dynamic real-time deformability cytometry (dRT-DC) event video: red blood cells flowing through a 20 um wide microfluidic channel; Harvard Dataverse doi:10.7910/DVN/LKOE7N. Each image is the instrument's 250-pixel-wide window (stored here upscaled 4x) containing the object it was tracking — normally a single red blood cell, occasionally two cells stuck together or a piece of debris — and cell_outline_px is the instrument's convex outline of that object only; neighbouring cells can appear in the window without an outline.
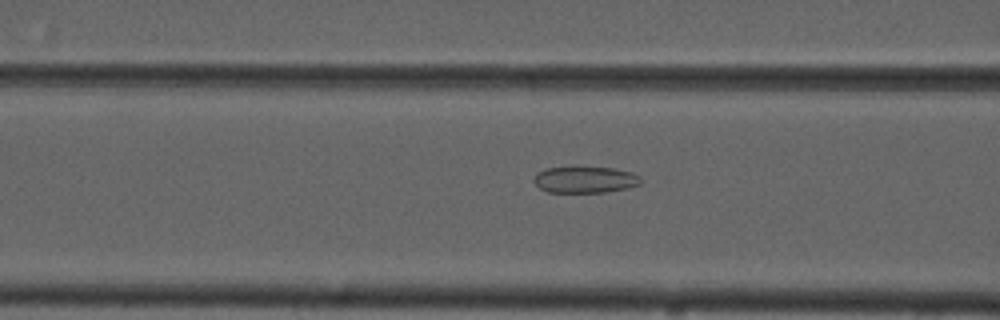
{"species": "common noctule bat (a hibernating species)", "species_latin": "Nyctalus noctula", "temperature_condition": "cold", "stored_images_in_passage": 54, "camera_frame_rate_fps": 3000, "um_per_image_px": 0.085, "animal": {"sex": "male", "forearm_length_mm": 52.5}, "frame": {"image": 1, "passage_image": 21, "time_ms": 6.667, "image_size_px": [1000, 320], "cell_outline_px": [[644, 180], [640, 184], [628, 188], [604, 192], [548, 192], [540, 188], [532, 180], [536, 172], [544, 168], [572, 164], [616, 168], [632, 172], [640, 176]], "centroid_in_image_um": [49.71, 15.21], "position_along_channel_um": 116.9, "area_um2": 17.51}}
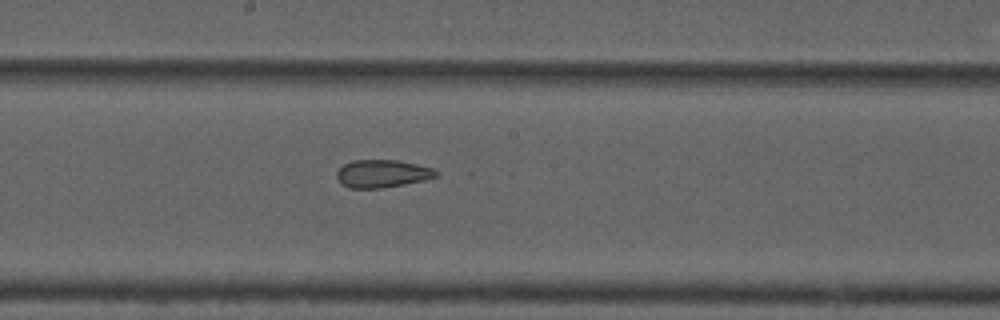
{"frame": {"image": 2, "passage_image": 29, "time_ms": 9.333, "image_size_px": [1000, 320], "cell_outline_px": [[440, 172], [436, 176], [424, 180], [404, 184], [380, 188], [348, 188], [340, 184], [336, 176], [336, 172], [344, 164], [352, 160], [396, 160], [416, 164], [432, 168]], "centroid_in_image_um": [32.46, 14.76], "position_along_channel_um": 215.7, "area_um2": 16.07}}
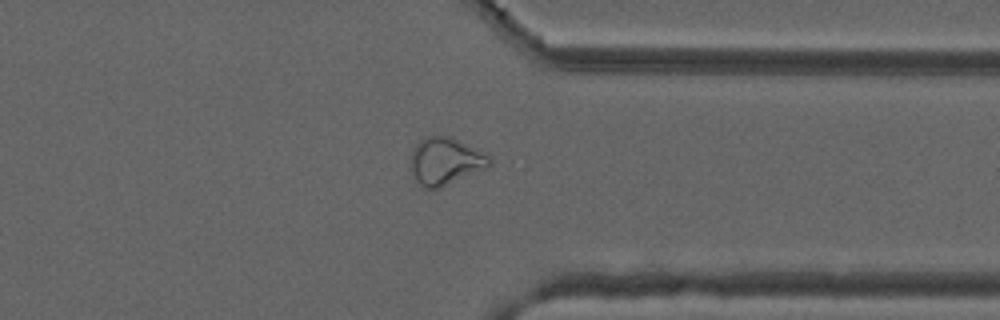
{"frame": {"image": 3, "passage_image": 42, "time_ms": 13.667, "image_size_px": [1000, 320], "cell_outline_px": [[492, 164], [488, 168], [440, 188], [424, 188], [416, 180], [412, 172], [412, 148], [424, 136], [452, 136], [488, 152], [492, 160]], "centroid_in_image_um": [37.94, 13.67], "position_along_channel_um": 373.5, "area_um2": 22.2}, "authors_computed_cell_mechanics": {"area_um2": 21.8484, "velocity_mm_per_s": 3.6976, "shape_relaxation_time_tau1_ms": null, "shape_relaxation_time_tau2_ms": 2.4865, "deformation_change_tau1": null, "deformation_change_tau2": 0.0928}}